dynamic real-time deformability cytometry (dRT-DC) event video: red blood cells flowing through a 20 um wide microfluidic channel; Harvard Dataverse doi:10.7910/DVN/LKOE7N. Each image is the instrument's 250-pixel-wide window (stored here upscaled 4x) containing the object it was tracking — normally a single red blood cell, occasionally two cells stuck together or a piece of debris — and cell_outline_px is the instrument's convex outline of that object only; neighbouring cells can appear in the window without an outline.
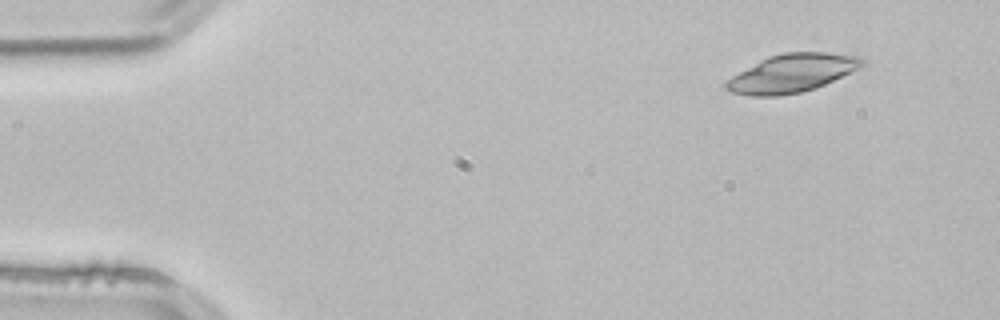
{"species": "common noctule bat (a hibernating species)", "species_latin": "Nyctalus noctula", "temperature_condition": "room temperature", "stored_images_in_passage": 4, "camera_frame_rate_fps": 3000, "um_per_image_px": 0.085, "animal": {"sex": "male", "body_mass_g": 21.5, "forearm_length_mm": 52.0}, "frame": {"image": 1, "passage_image": 1, "time_ms": 0.0, "image_size_px": [1000, 320], "cell_outline_px": [[864, 64], [860, 68], [824, 84], [800, 92], [780, 96], [748, 96], [732, 92], [724, 88], [724, 84], [732, 76], [760, 60], [768, 56], [784, 52], [828, 52], [860, 56], [864, 60]], "centroid_in_image_um": [67.31, 6.21], "position_along_channel_um": 17.7, "area_um2": 30.11}}
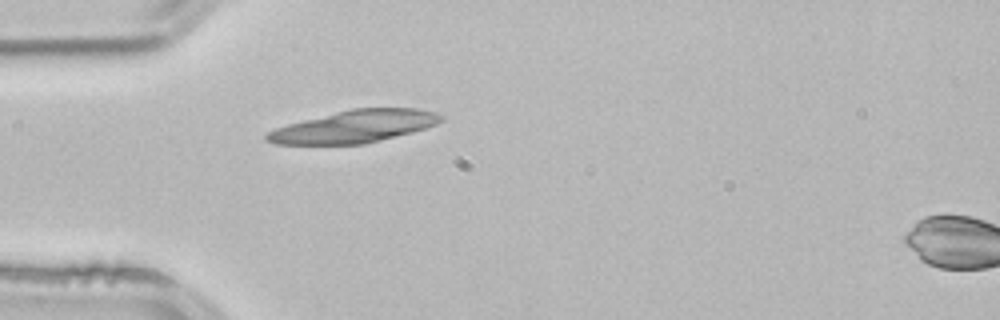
{"frame": {"image": 2, "passage_image": 3, "time_ms": 0.667, "image_size_px": [1000, 320], "cell_outline_px": [[444, 120], [436, 124], [412, 132], [364, 144], [276, 144], [264, 140], [264, 136], [268, 132], [276, 128], [288, 124], [352, 108], [420, 108], [436, 112], [444, 116]], "centroid_in_image_um": [30.15, 10.75], "position_along_channel_um": 54.9, "area_um2": 32.66}}